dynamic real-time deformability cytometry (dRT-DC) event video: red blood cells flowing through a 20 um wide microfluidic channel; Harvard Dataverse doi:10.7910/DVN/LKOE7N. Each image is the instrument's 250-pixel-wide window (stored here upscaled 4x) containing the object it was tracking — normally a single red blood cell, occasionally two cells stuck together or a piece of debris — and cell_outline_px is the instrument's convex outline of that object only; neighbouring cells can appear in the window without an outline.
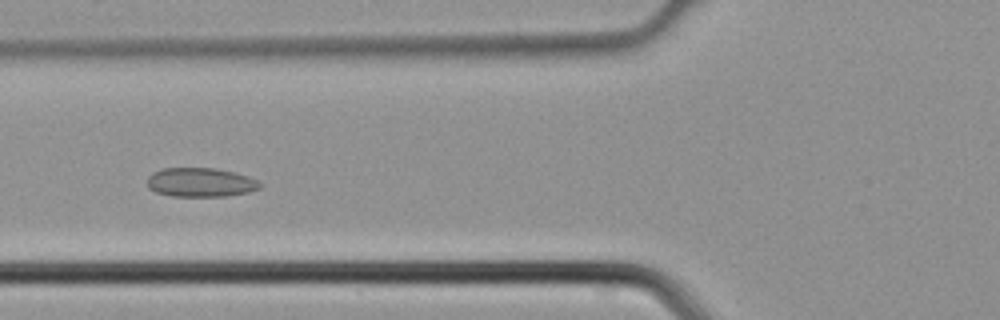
{"species": "common noctule bat (a hibernating species)", "species_latin": "Nyctalus noctula", "temperature_condition": "cold", "stored_images_in_passage": 3, "camera_frame_rate_fps": 3000, "um_per_image_px": 0.085, "animal": {"sex": "male", "body_mass_g": 21.5, "forearm_length_mm": 52.0}, "frame": {"image": 1, "passage_image": 3, "time_ms": 0.667, "image_size_px": [1000, 320], "cell_outline_px": [[260, 188], [248, 192], [228, 196], [172, 196], [156, 192], [148, 188], [148, 176], [152, 172], [164, 168], [216, 168], [236, 172], [248, 176], [256, 180], [260, 184]], "centroid_in_image_um": [17.04, 15.49], "position_along_channel_um": 108.8, "area_um2": 19.13}}